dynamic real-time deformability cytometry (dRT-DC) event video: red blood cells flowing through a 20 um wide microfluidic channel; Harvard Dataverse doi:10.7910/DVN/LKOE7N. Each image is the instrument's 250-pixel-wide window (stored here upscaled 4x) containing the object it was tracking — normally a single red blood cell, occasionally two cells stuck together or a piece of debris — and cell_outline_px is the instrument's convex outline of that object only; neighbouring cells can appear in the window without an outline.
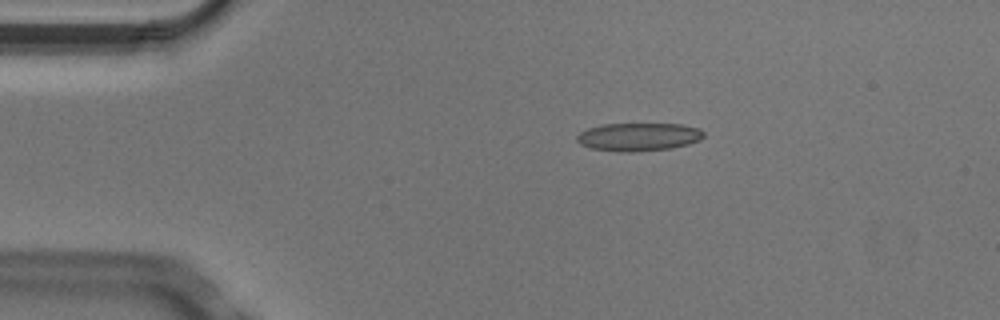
{"species": "Egyptian fruit bat (a non-hibernating species)", "species_latin": "Rousettus aegyptiacus", "temperature_condition": "cold", "stored_images_in_passage": 4, "camera_frame_rate_fps": 3000, "um_per_image_px": 0.085, "animal": {"sex": "male"}, "frame": {"image": 1, "passage_image": 2, "time_ms": 0.333, "image_size_px": [1000, 320], "cell_outline_px": [[704, 136], [700, 140], [688, 144], [672, 148], [632, 152], [620, 152], [592, 148], [580, 144], [576, 140], [576, 136], [580, 132], [588, 128], [600, 124], [680, 124], [700, 128], [704, 132]], "centroid_in_image_um": [54.28, 11.63], "position_along_channel_um": 30.7, "area_um2": 20.87}}